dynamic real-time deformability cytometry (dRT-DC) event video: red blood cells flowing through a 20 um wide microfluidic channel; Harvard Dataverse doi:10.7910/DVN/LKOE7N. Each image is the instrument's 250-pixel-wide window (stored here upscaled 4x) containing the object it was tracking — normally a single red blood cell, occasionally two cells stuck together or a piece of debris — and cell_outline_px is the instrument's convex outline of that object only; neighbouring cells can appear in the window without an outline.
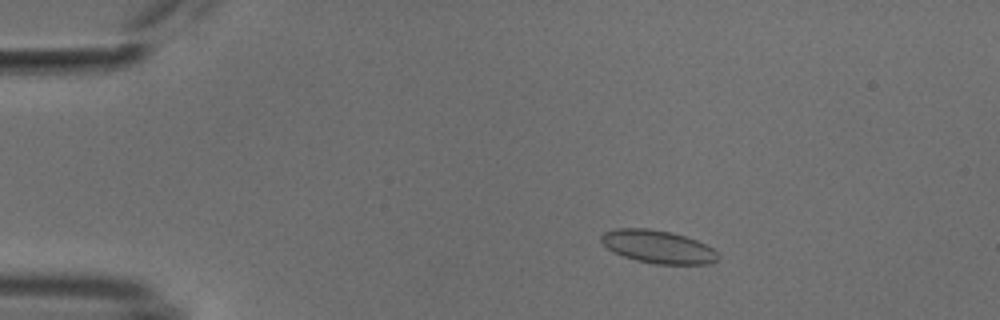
{"species": "common noctule bat (a hibernating species)", "species_latin": "Nyctalus noctula", "temperature_condition": "cold", "stored_images_in_passage": 53, "camera_frame_rate_fps": 3000, "um_per_image_px": 0.085, "animal": {"sex": "male", "body_mass_g": 18.8}, "frame": {"image": 1, "passage_image": 9, "time_ms": 2.667, "image_size_px": [1000, 320], "cell_outline_px": [[720, 256], [716, 260], [708, 264], [656, 264], [636, 260], [612, 252], [600, 240], [600, 236], [604, 232], [616, 228], [648, 228], [672, 232], [696, 240], [712, 248]], "centroid_in_image_um": [55.9, 20.97], "position_along_channel_um": 29.1, "area_um2": 22.37}}
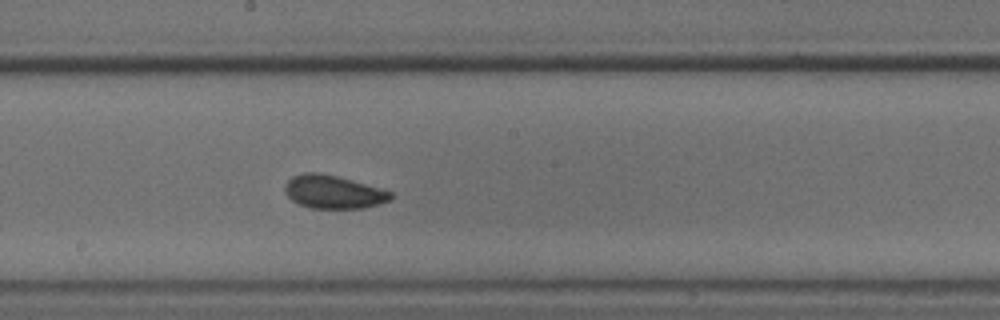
{"frame": {"image": 2, "passage_image": 29, "time_ms": 9.333, "image_size_px": [1000, 320], "cell_outline_px": [[392, 200], [380, 204], [364, 208], [308, 208], [292, 200], [288, 196], [284, 188], [284, 184], [292, 176], [304, 172], [320, 172], [384, 188], [392, 192]], "centroid_in_image_um": [28.36, 16.31], "position_along_channel_um": 219.8, "area_um2": 20.75}}
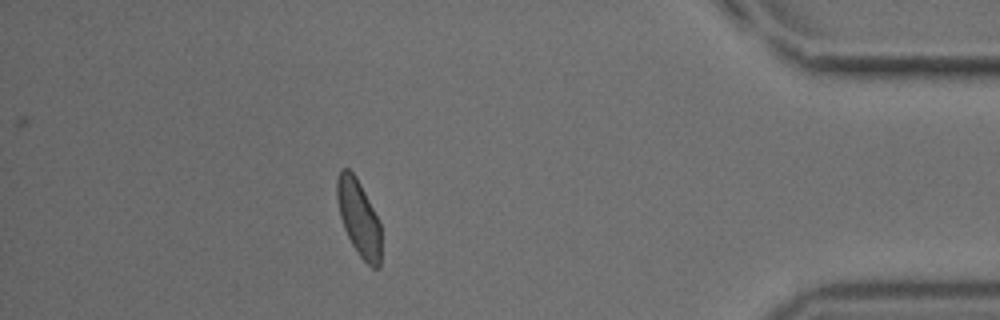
{"frame": {"image": 3, "passage_image": 47, "time_ms": 15.333, "image_size_px": [1000, 320], "cell_outline_px": [[380, 268], [372, 268], [360, 256], [352, 244], [344, 228], [340, 216], [336, 196], [336, 180], [340, 168], [348, 168], [356, 176], [380, 224]], "centroid_in_image_um": [30.47, 18.5], "position_along_channel_um": 404.7, "area_um2": 19.31}, "authors_computed_cell_mechanics": {"area_um2": 20.4612, "velocity_mm_per_s": 3.7747, "shape_relaxation_time_tau1_ms": 3.3307, "shape_relaxation_time_tau2_ms": 1.9056, "deformation_change_tau1": 0.0761, "deformation_change_tau2": 0.0479}}